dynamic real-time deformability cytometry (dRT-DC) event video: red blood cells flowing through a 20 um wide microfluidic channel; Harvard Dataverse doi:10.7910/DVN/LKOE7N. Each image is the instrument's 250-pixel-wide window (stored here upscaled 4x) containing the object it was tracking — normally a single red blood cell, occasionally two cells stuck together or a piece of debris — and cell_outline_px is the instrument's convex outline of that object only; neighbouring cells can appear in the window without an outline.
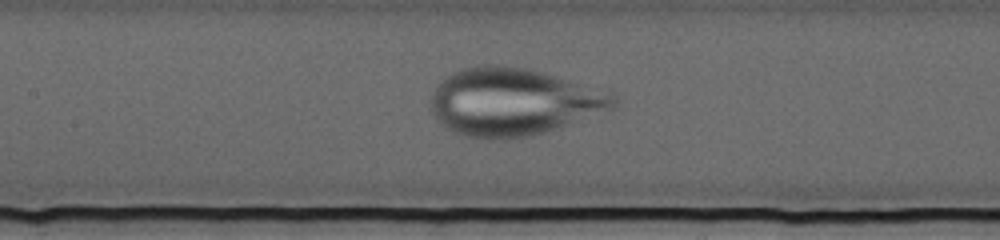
{"species": "human", "species_latin": "Homo sapiens", "temperature_condition": "cold", "stored_images_in_passage": 73, "camera_frame_rate_fps": 3000, "um_per_image_px": 0.085, "donor": {"sex": "female"}, "frame": {"image": 1, "passage_image": 34, "time_ms": 11.0, "image_size_px": [1000, 240], "cell_outline_px": [[620, 104], [616, 108], [560, 128], [532, 136], [504, 140], [488, 140], [460, 136], [448, 128], [432, 112], [432, 96], [436, 84], [444, 76], [460, 68], [476, 64], [500, 64], [528, 68], [544, 72], [616, 92]], "centroid_in_image_um": [43.71, 8.65], "position_along_channel_um": 163.7, "area_um2": 73.64}}
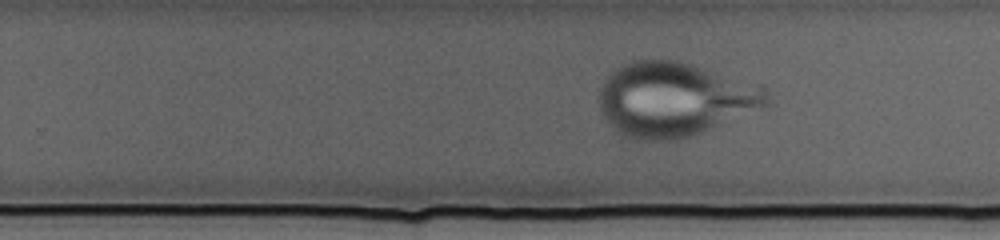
{"frame": {"image": 2, "passage_image": 46, "time_ms": 15.0, "image_size_px": [1000, 240], "cell_outline_px": [[772, 100], [768, 104], [692, 136], [680, 140], [644, 140], [616, 132], [600, 112], [600, 84], [608, 72], [632, 60], [680, 60], [764, 84]], "centroid_in_image_um": [57.34, 8.4], "position_along_channel_um": 272.5, "area_um2": 73.06}}
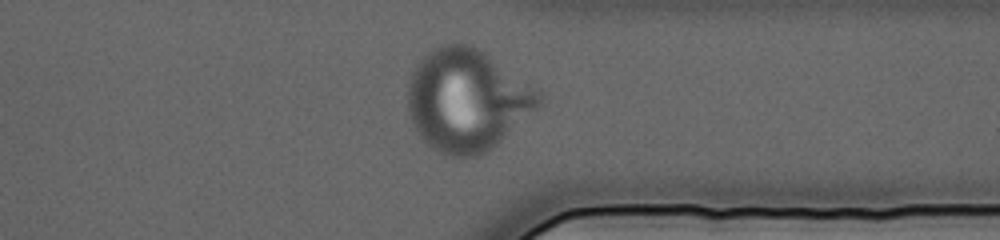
{"frame": {"image": 3, "passage_image": 57, "time_ms": 18.667, "image_size_px": [1000, 240], "cell_outline_px": [[544, 104], [540, 108], [496, 144], [484, 152], [476, 156], [444, 156], [432, 148], [420, 136], [412, 124], [408, 112], [408, 76], [420, 56], [432, 48], [440, 44], [456, 40], [472, 44], [484, 52], [540, 92], [544, 96]], "centroid_in_image_um": [39.66, 8.47], "position_along_channel_um": 371.7, "area_um2": 78.72}}